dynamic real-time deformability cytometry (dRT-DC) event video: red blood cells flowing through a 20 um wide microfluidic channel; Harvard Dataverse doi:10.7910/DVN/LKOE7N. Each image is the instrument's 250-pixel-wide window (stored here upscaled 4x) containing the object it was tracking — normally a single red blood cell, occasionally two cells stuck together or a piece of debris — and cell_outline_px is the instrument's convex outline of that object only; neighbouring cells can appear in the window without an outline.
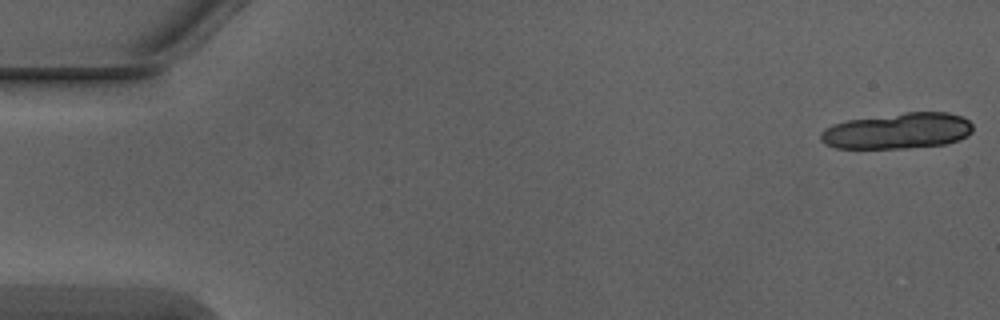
{"species": "Egyptian fruit bat (a non-hibernating species)", "species_latin": "Rousettus aegyptiacus", "temperature_condition": "warm", "stored_images_in_passage": 5, "segment_of_instrument_passage": [1, 2], "camera_frame_rate_fps": 3000, "um_per_image_px": 0.085, "animal": {"sex": "male"}, "frame": {"image": 1, "passage_image": 1, "time_ms": 0.0, "image_size_px": [1000, 320], "cell_outline_px": [[972, 132], [968, 136], [960, 140], [944, 144], [908, 148], [836, 148], [824, 144], [820, 140], [820, 132], [824, 128], [832, 124], [848, 120], [904, 112], [948, 112], [960, 116], [968, 120], [972, 124]], "centroid_in_image_um": [76.29, 11.13], "position_along_channel_um": 8.7, "area_um2": 32.08}}